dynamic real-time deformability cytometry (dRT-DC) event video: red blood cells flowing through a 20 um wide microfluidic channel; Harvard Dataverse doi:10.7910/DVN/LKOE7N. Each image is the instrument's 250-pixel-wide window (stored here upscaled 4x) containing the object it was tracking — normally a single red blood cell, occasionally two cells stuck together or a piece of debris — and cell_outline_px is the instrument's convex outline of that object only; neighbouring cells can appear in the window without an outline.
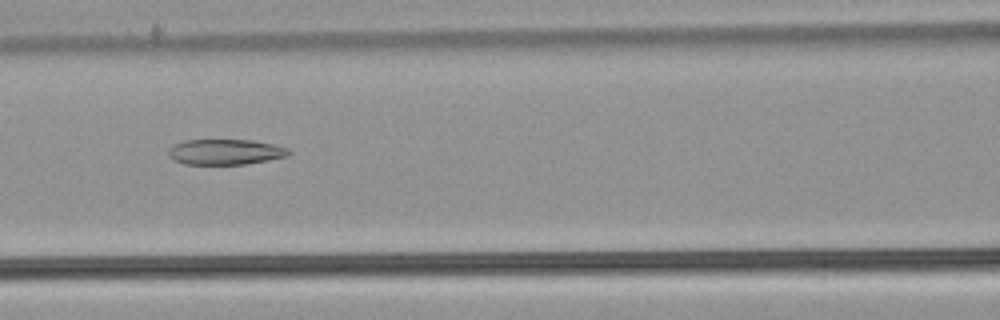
{"species": "common noctule bat (a hibernating species)", "species_latin": "Nyctalus noctula", "temperature_condition": "warm", "stored_images_in_passage": 45, "camera_frame_rate_fps": 3000, "um_per_image_px": 0.085, "animal": {"sex": "male", "body_mass_g": 21.5, "forearm_length_mm": 52.0}, "frame": {"image": 1, "passage_image": 16, "time_ms": 5.0, "image_size_px": [1000, 320], "cell_outline_px": [[292, 152], [288, 156], [268, 160], [244, 164], [184, 164], [172, 160], [168, 156], [168, 148], [184, 140], [252, 140], [272, 144], [288, 148]], "centroid_in_image_um": [19.14, 12.91], "position_along_channel_um": 147.5, "area_um2": 17.92}}
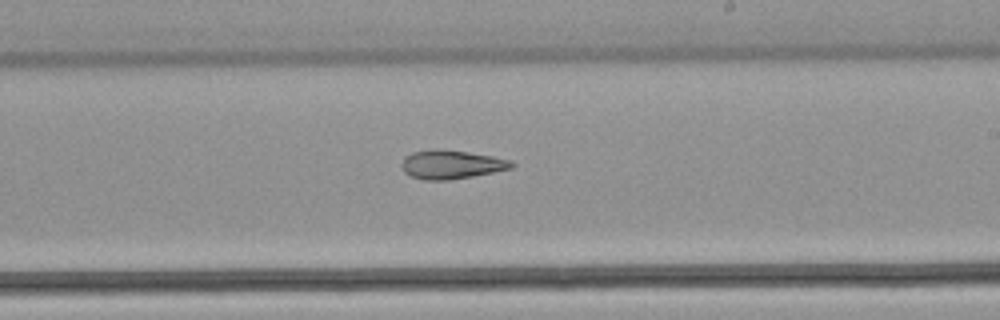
{"frame": {"image": 2, "passage_image": 24, "time_ms": 7.667, "image_size_px": [1000, 320], "cell_outline_px": [[516, 164], [512, 168], [472, 176], [448, 180], [424, 180], [412, 176], [404, 172], [400, 164], [404, 156], [412, 152], [432, 148], [468, 152], [492, 156], [512, 160]], "centroid_in_image_um": [38.34, 13.97], "position_along_channel_um": 250.7, "area_um2": 18.5}}
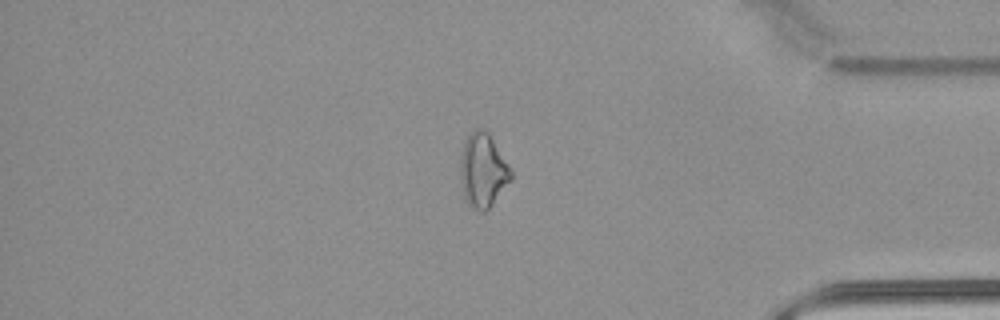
{"frame": {"image": 3, "passage_image": 37, "time_ms": 12.0, "image_size_px": [1000, 320], "cell_outline_px": [[512, 180], [488, 208], [484, 212], [480, 212], [472, 208], [468, 204], [464, 196], [460, 176], [460, 156], [464, 140], [472, 128], [484, 128], [488, 132], [508, 164], [512, 172]], "centroid_in_image_um": [41.03, 14.45], "position_along_channel_um": 394.2, "area_um2": 21.96}, "authors_computed_cell_mechanics": {"area_um2": 20.6346, "velocity_mm_per_s": 3.881, "shape_relaxation_time_tau1_ms": null, "shape_relaxation_time_tau2_ms": 5.3004, "deformation_change_tau1": null, "deformation_change_tau2": 0.1418}}